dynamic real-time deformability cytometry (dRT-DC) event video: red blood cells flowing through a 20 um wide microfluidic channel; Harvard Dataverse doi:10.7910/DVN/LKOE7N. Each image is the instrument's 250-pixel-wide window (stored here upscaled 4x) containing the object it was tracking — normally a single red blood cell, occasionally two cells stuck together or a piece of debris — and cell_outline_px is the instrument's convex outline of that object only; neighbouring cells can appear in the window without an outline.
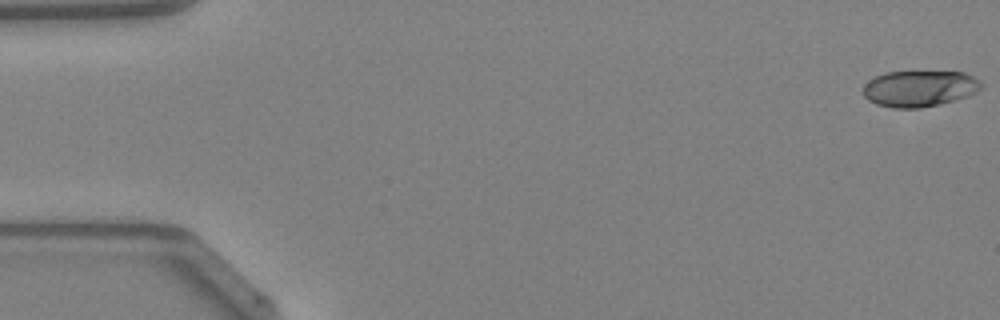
{"species": "Egyptian fruit bat (a non-hibernating species)", "species_latin": "Rousettus aegyptiacus", "temperature_condition": "warm", "stored_images_in_passage": 49, "camera_frame_rate_fps": 3000, "um_per_image_px": 0.085, "animal": {"sex": "female"}, "frame": {"image": 1, "passage_image": 1, "time_ms": 0.0, "image_size_px": [1000, 320], "cell_outline_px": [[984, 84], [976, 92], [968, 96], [940, 104], [920, 108], [892, 108], [876, 104], [868, 100], [864, 96], [864, 84], [868, 80], [884, 72], [964, 72], [980, 80]], "centroid_in_image_um": [78.15, 7.53], "position_along_channel_um": 6.8, "area_um2": 24.97}}
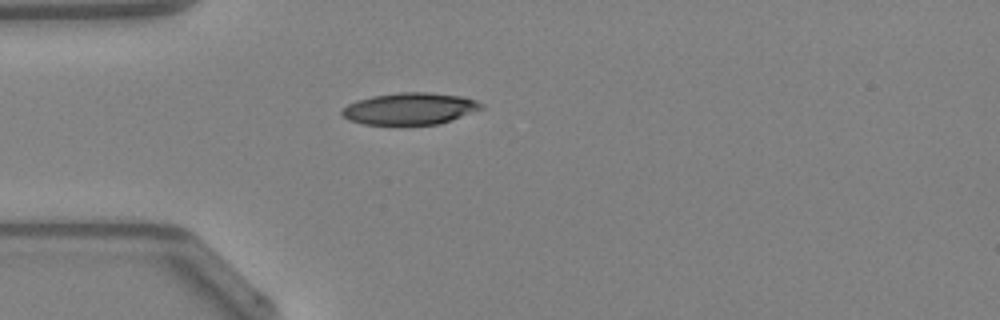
{"frame": {"image": 2, "passage_image": 14, "time_ms": 4.333, "image_size_px": [1000, 320], "cell_outline_px": [[484, 108], [452, 120], [440, 124], [364, 124], [348, 120], [340, 112], [348, 104], [356, 100], [372, 96], [400, 92], [428, 92], [464, 96], [476, 100], [484, 104]], "centroid_in_image_um": [34.87, 9.23], "position_along_channel_um": 50.1, "area_um2": 25.89}}
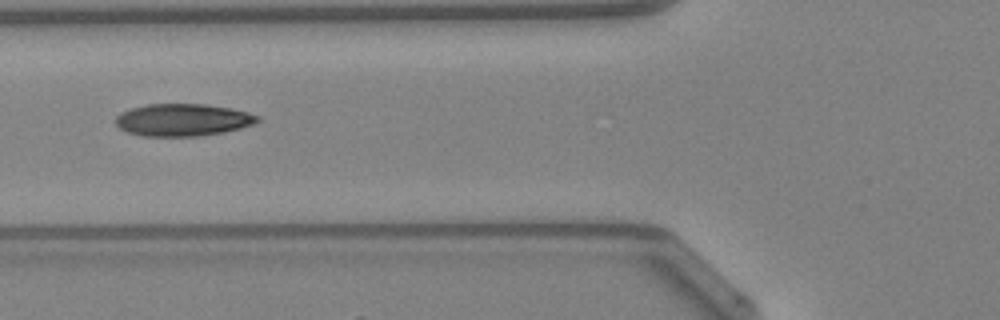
{"frame": {"image": 3, "passage_image": 19, "time_ms": 6.0, "image_size_px": [1000, 320], "cell_outline_px": [[260, 120], [252, 124], [240, 128], [224, 132], [196, 136], [144, 136], [128, 132], [120, 128], [116, 124], [116, 116], [120, 112], [132, 108], [148, 104], [204, 104], [232, 108], [248, 112], [260, 116]], "centroid_in_image_um": [15.55, 10.18], "position_along_channel_um": 110.3, "area_um2": 26.65}, "authors_computed_cell_mechanics": {"area_um2": 26.299, "velocity_mm_per_s": 4.2823, "shape_relaxation_time_tau1_ms": 5.1948, "shape_relaxation_time_tau2_ms": 1.5605, "deformation_change_tau1": 0.1667, "deformation_change_tau2": 0.0725}}